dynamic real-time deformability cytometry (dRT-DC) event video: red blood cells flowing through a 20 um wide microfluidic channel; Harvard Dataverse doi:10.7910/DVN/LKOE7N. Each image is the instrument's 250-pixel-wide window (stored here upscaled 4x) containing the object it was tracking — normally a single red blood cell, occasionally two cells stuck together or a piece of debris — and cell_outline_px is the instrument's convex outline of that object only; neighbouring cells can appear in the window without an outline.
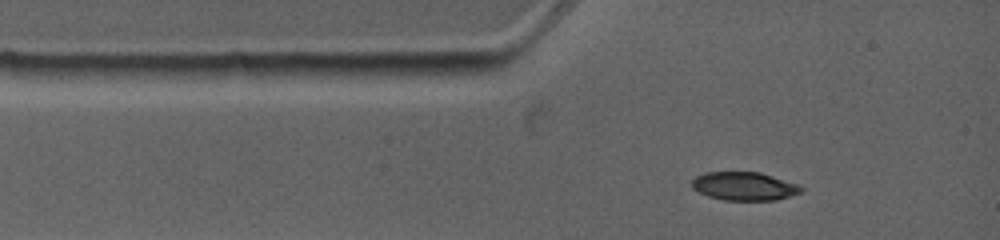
{"species": "common noctule bat (a hibernating species)", "species_latin": "Nyctalus noctula", "temperature_condition": "warm", "stored_images_in_passage": 6, "camera_frame_rate_fps": 4500, "um_per_image_px": 0.085, "animal": {"sex": "female", "body_mass_g": 19.0, "forearm_length_mm": 53.3}, "frame": {"image": 1, "passage_image": 1, "time_ms": 0.0, "image_size_px": [1000, 240], "cell_outline_px": [[804, 192], [776, 200], [724, 200], [708, 196], [692, 188], [692, 180], [696, 176], [704, 172], [760, 172], [800, 184], [804, 188]], "centroid_in_image_um": [63.31, 15.82], "position_along_channel_um": 21.7, "area_um2": 18.26}}
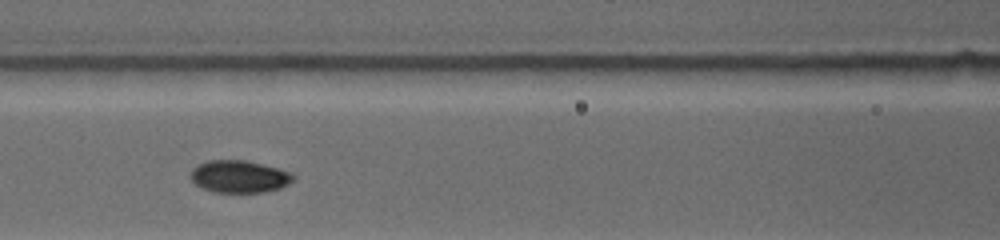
{"frame": {"image": 2, "passage_image": 5, "time_ms": 3.556, "image_size_px": [1000, 240], "cell_outline_px": [[296, 176], [288, 184], [280, 188], [264, 192], [212, 192], [200, 188], [188, 176], [192, 168], [196, 164], [208, 160], [244, 160], [292, 172]], "centroid_in_image_um": [20.28, 15.01], "position_along_channel_um": 146.3, "area_um2": 19.48}}
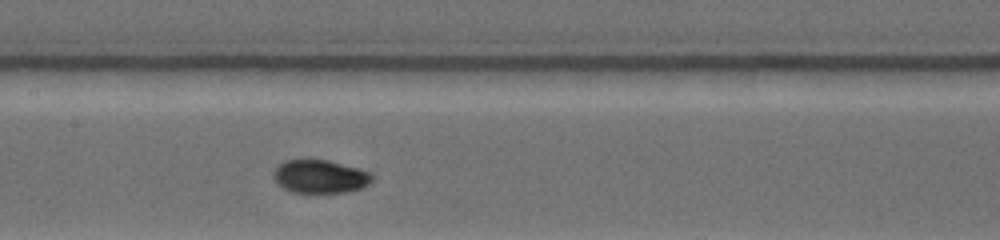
{"frame": {"image": 3, "passage_image": 6, "time_ms": 4.444, "image_size_px": [1000, 240], "cell_outline_px": [[376, 176], [368, 184], [360, 188], [344, 192], [292, 192], [276, 184], [272, 176], [272, 172], [284, 160], [304, 156], [308, 156], [328, 160], [360, 168], [372, 172]], "centroid_in_image_um": [27.18, 14.94], "position_along_channel_um": 180.2, "area_um2": 19.94}}